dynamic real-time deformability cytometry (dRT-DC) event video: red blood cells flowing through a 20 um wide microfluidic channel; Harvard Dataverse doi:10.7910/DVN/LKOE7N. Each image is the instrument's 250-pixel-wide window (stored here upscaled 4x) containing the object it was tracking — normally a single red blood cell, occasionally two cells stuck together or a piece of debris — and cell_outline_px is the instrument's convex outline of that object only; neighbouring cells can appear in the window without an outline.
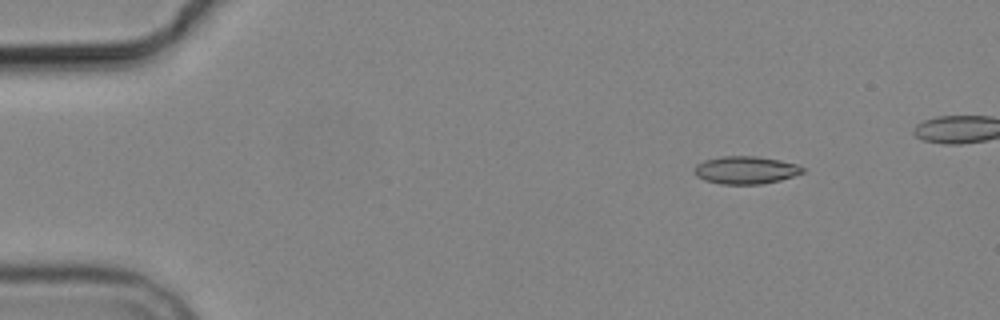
{"species": "common noctule bat (a hibernating species)", "species_latin": "Nyctalus noctula", "temperature_condition": "cold", "stored_images_in_passage": 6, "camera_frame_rate_fps": 3000, "um_per_image_px": 0.085, "animal": {"sex": "male", "body_mass_g": 19.2, "forearm_length_mm": 51.8}, "frame": {"image": 1, "passage_image": 2, "time_ms": 1.667, "image_size_px": [1000, 320], "cell_outline_px": [[804, 172], [780, 180], [760, 184], [720, 184], [704, 180], [696, 176], [692, 168], [696, 164], [704, 160], [720, 156], [756, 156], [780, 160], [796, 164], [804, 168]], "centroid_in_image_um": [63.33, 14.45], "position_along_channel_um": 21.7, "area_um2": 17.57}}